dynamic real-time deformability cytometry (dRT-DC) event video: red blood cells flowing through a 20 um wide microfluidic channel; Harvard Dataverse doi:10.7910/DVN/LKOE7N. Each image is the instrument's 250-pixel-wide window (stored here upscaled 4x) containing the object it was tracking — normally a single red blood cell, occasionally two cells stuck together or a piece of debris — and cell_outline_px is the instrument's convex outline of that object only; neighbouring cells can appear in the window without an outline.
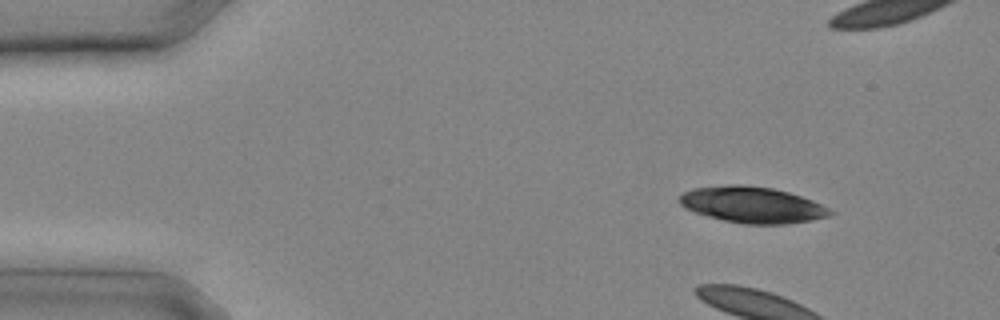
{"species": "common noctule bat (a hibernating species)", "species_latin": "Nyctalus noctula", "temperature_condition": "cold", "stored_images_in_passage": 8, "camera_frame_rate_fps": 3000, "um_per_image_px": 0.085, "animal": {"sex": "male", "body_mass_g": 20.4}, "frame": {"image": 1, "passage_image": 1, "time_ms": 0.0, "image_size_px": [1000, 320], "cell_outline_px": [[836, 212], [828, 216], [812, 220], [784, 224], [744, 224], [724, 220], [708, 216], [684, 208], [680, 204], [680, 196], [684, 192], [692, 188], [732, 184], [744, 184], [772, 188], [788, 192], [812, 200]], "centroid_in_image_um": [63.94, 17.4], "position_along_channel_um": 21.1, "area_um2": 31.62}}